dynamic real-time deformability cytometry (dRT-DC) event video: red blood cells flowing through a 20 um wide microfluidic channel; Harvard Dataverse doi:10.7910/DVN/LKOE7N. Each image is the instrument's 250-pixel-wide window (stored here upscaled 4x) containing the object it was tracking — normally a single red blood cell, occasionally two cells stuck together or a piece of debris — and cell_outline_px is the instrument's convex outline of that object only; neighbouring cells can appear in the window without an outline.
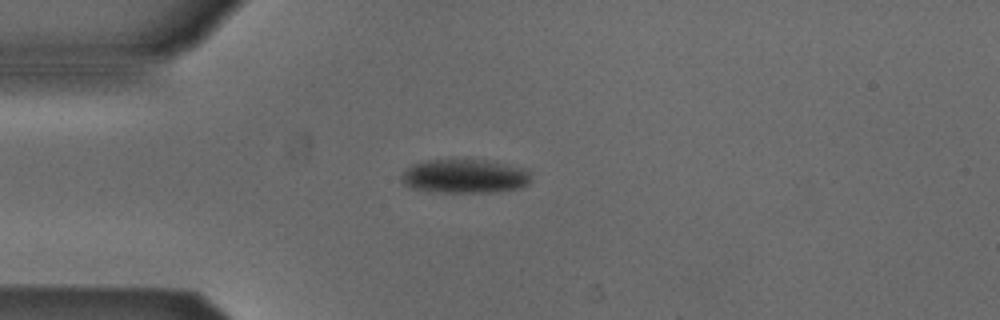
{"species": "Egyptian fruit bat (a non-hibernating species)", "species_latin": "Rousettus aegyptiacus", "temperature_condition": "cold", "stored_images_in_passage": 48, "camera_frame_rate_fps": 3000, "um_per_image_px": 0.085, "animal": {"sex": "male"}, "frame": {"image": 1, "passage_image": 13, "time_ms": 4.0, "image_size_px": [1000, 320], "cell_outline_px": [[532, 180], [528, 184], [520, 188], [488, 192], [440, 192], [412, 188], [404, 184], [400, 180], [400, 176], [408, 168], [416, 164], [428, 160], [484, 160], [528, 168]], "centroid_in_image_um": [39.55, 14.98], "position_along_channel_um": 45.5, "area_um2": 25.49}}
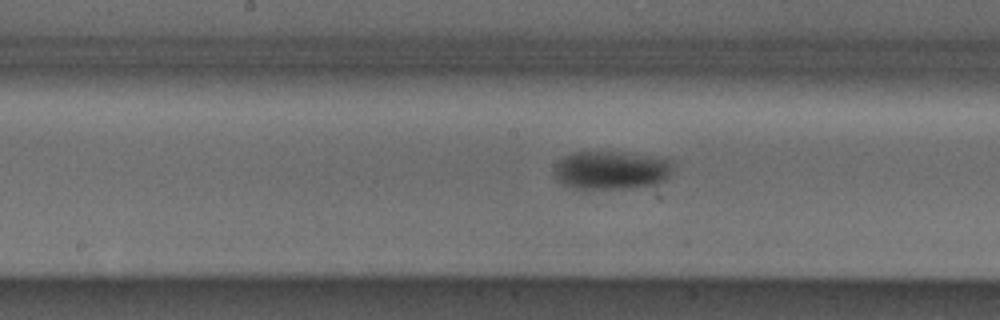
{"frame": {"image": 2, "passage_image": 26, "time_ms": 8.333, "image_size_px": [1000, 320], "cell_outline_px": [[672, 160], [668, 176], [664, 180], [656, 184], [628, 188], [576, 188], [564, 184], [556, 180], [556, 164], [560, 160], [572, 152], [608, 152]], "centroid_in_image_um": [51.91, 14.48], "position_along_channel_um": 196.3, "area_um2": 25.55}}
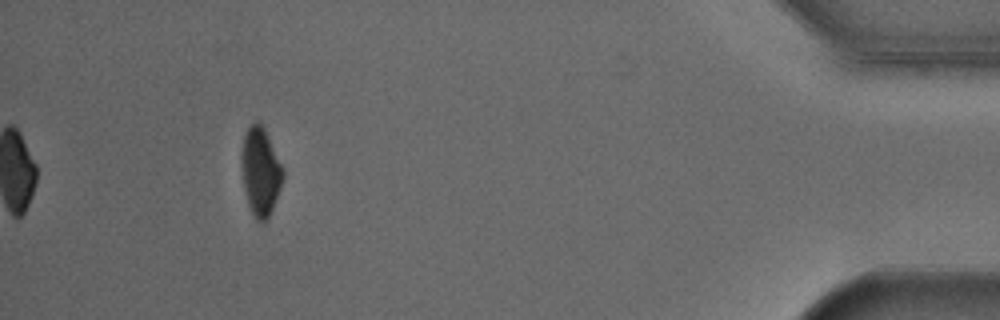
{"frame": {"image": 3, "passage_image": 48, "time_ms": 15.667, "image_size_px": [1000, 320], "cell_outline_px": [[284, 176], [280, 188], [268, 220], [264, 224], [260, 224], [256, 220], [248, 204], [244, 188], [240, 164], [240, 152], [244, 132], [256, 120], [260, 120], [264, 128], [284, 172]], "centroid_in_image_um": [22.1, 14.59], "position_along_channel_um": 413.1, "area_um2": 21.5}, "authors_computed_cell_mechanics": {"area_um2": 24.9407, "velocity_mm_per_s": 3.8713, "shape_relaxation_time_tau1_ms": 4.1633, "shape_relaxation_time_tau2_ms": null, "deformation_change_tau1": 0.0854, "deformation_change_tau2": null}}